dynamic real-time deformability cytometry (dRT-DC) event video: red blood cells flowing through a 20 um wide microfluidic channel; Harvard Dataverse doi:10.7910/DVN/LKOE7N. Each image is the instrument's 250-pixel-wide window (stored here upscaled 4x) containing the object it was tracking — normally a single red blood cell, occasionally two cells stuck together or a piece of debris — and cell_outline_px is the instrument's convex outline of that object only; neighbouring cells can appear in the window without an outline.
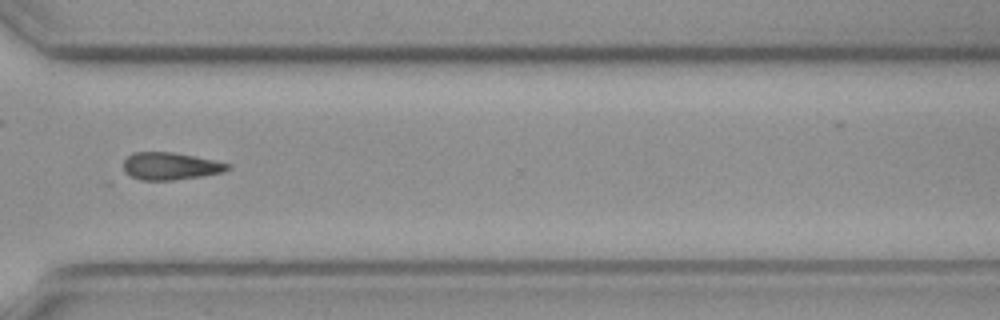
{"species": "common noctule bat (a hibernating species)", "species_latin": "Nyctalus noctula", "temperature_condition": "cold", "stored_images_in_passage": 43, "camera_frame_rate_fps": 3000, "um_per_image_px": 0.085, "animal": {"sex": "female", "body_mass_g": 19.3, "forearm_length_mm": 54.1}, "frame": {"image": 1, "passage_image": 43, "time_ms": 14.0, "image_size_px": [1000, 320], "cell_outline_px": [[232, 164], [224, 172], [200, 176], [172, 180], [140, 180], [124, 172], [124, 160], [132, 152], [172, 152]], "centroid_in_image_um": [14.45, 14.12], "position_along_channel_um": 356.1, "area_um2": 16.42}}